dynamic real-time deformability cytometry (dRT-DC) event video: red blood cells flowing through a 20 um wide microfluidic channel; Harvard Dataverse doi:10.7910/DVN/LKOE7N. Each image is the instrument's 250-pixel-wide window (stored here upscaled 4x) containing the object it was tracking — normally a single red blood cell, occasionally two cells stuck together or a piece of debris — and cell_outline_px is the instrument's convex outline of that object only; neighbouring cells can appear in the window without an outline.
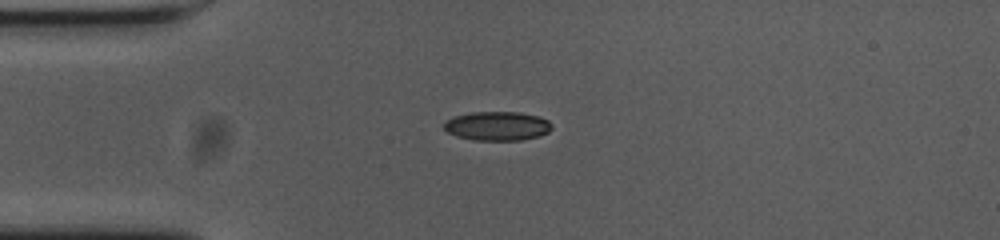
{"species": "common noctule bat (a hibernating species)", "species_latin": "Nyctalus noctula", "temperature_condition": "cold", "stored_images_in_passage": 42, "camera_frame_rate_fps": 3000, "um_per_image_px": 0.085, "animal": {"sex": "female", "body_mass_g": 23.0, "forearm_length_mm": 53.4}, "frame": {"image": 1, "passage_image": 1, "time_ms": 0.0, "image_size_px": [1000, 240], "cell_outline_px": [[552, 128], [548, 132], [540, 136], [520, 140], [472, 140], [456, 136], [448, 132], [444, 128], [444, 120], [452, 116], [472, 112], [520, 112], [540, 116], [548, 120], [552, 124]], "centroid_in_image_um": [42.26, 10.7], "position_along_channel_um": 42.7, "area_um2": 18.5}}
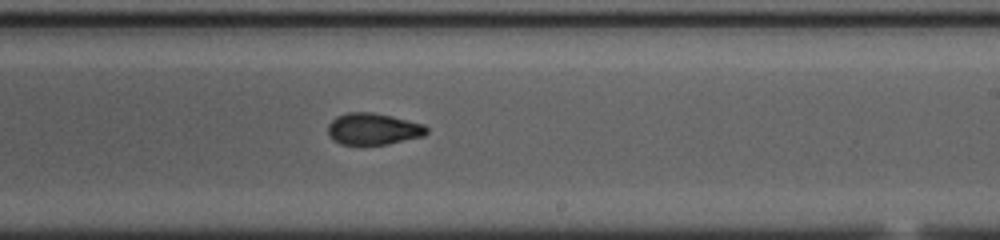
{"frame": {"image": 2, "passage_image": 20, "time_ms": 6.333, "image_size_px": [1000, 240], "cell_outline_px": [[428, 132], [424, 136], [388, 144], [364, 148], [340, 144], [332, 140], [328, 136], [328, 124], [336, 116], [348, 112], [372, 112], [392, 116], [424, 124], [428, 128]], "centroid_in_image_um": [31.69, 11.01], "position_along_channel_um": 257.3, "area_um2": 19.02}}
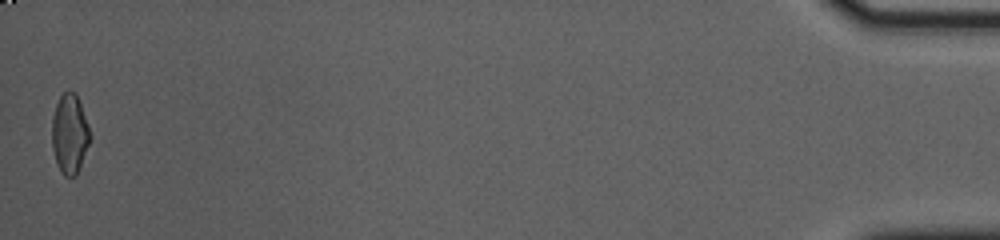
{"frame": {"image": 3, "passage_image": 42, "time_ms": 13.667, "image_size_px": [1000, 240], "cell_outline_px": [[92, 136], [76, 176], [64, 176], [60, 172], [56, 164], [52, 148], [52, 116], [56, 104], [60, 96], [68, 88], [76, 92], [88, 124]], "centroid_in_image_um": [5.92, 11.36], "position_along_channel_um": 429.3, "area_um2": 17.98}, "authors_computed_cell_mechanics": {"area_um2": 18.496, "velocity_mm_per_s": 3.699, "shape_relaxation_time_tau1_ms": 5.5528, "shape_relaxation_time_tau2_ms": 2.2194, "deformation_change_tau1": 0.189, "deformation_change_tau2": 0.0783}}